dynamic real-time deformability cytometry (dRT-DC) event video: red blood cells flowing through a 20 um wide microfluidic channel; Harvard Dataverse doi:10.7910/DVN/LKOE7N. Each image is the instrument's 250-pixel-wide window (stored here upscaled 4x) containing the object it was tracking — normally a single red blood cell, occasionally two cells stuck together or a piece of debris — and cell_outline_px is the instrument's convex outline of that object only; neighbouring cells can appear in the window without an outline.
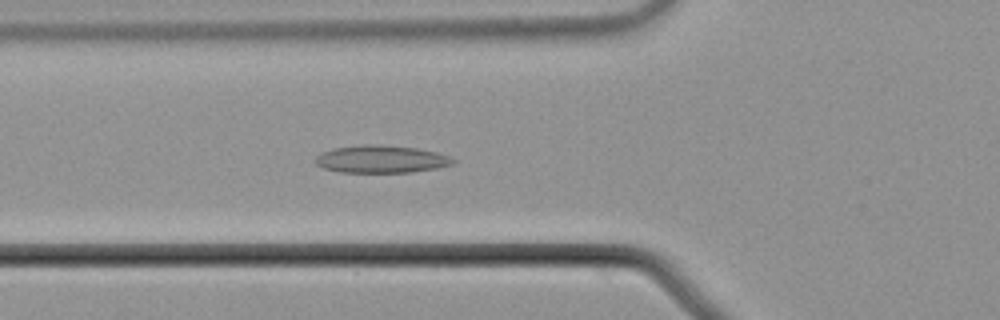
{"species": "common noctule bat (a hibernating species)", "species_latin": "Nyctalus noctula", "temperature_condition": "cold", "stored_images_in_passage": 56, "camera_frame_rate_fps": 3000, "um_per_image_px": 0.085, "animal": {"sex": "male", "body_mass_g": 21.5, "forearm_length_mm": 52.0}, "frame": {"image": 1, "passage_image": 21, "time_ms": 6.667, "image_size_px": [1000, 320], "cell_outline_px": [[456, 160], [452, 164], [436, 168], [412, 172], [340, 172], [324, 168], [316, 164], [312, 160], [320, 152], [332, 148], [364, 144], [376, 144], [416, 148], [436, 152], [448, 156]], "centroid_in_image_um": [32.34, 13.52], "position_along_channel_um": 93.5, "area_um2": 22.14}}
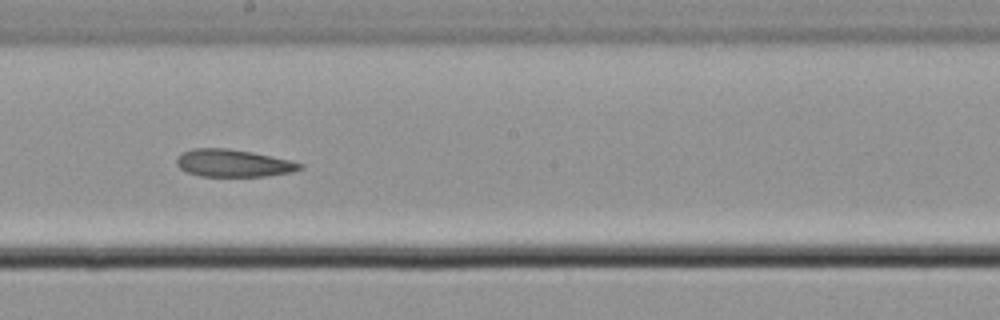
{"frame": {"image": 2, "passage_image": 32, "time_ms": 10.333, "image_size_px": [1000, 320], "cell_outline_px": [[304, 168], [292, 172], [268, 176], [200, 176], [188, 172], [180, 168], [176, 164], [176, 156], [192, 148], [228, 148], [252, 152], [288, 160], [304, 164]], "centroid_in_image_um": [19.82, 13.87], "position_along_channel_um": 228.4, "area_um2": 19.71}}
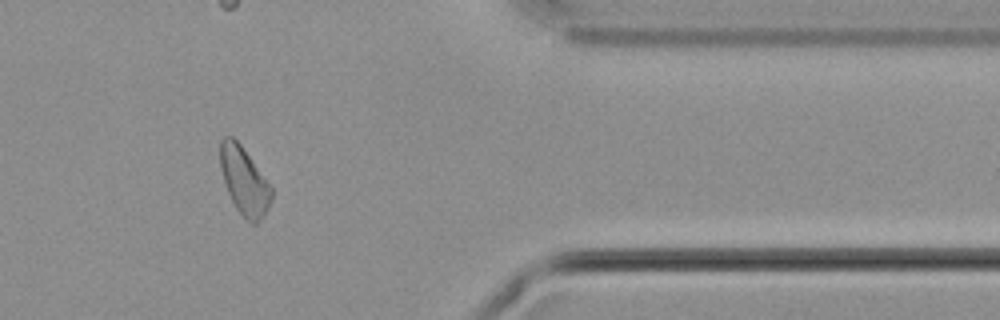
{"frame": {"image": 3, "passage_image": 47, "time_ms": 15.333, "image_size_px": [1000, 320], "cell_outline_px": [[272, 200], [264, 216], [256, 224], [252, 224], [236, 208], [228, 192], [220, 168], [220, 140], [224, 136], [232, 136], [240, 144], [272, 188]], "centroid_in_image_um": [20.75, 15.38], "position_along_channel_um": 390.6, "area_um2": 19.83}, "authors_computed_cell_mechanics": {"area_um2": 21.1548, "velocity_mm_per_s": 3.6799, "shape_relaxation_time_tau1_ms": null, "shape_relaxation_time_tau2_ms": 5.012, "deformation_change_tau1": null, "deformation_change_tau2": 0.1161}}